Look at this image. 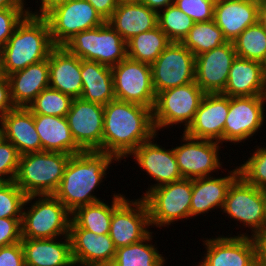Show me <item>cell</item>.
<instances>
[{
  "instance_id": "1",
  "label": "cell",
  "mask_w": 266,
  "mask_h": 266,
  "mask_svg": "<svg viewBox=\"0 0 266 266\" xmlns=\"http://www.w3.org/2000/svg\"><path fill=\"white\" fill-rule=\"evenodd\" d=\"M156 134L152 109L118 99L104 105L102 152L120 163Z\"/></svg>"
},
{
  "instance_id": "2",
  "label": "cell",
  "mask_w": 266,
  "mask_h": 266,
  "mask_svg": "<svg viewBox=\"0 0 266 266\" xmlns=\"http://www.w3.org/2000/svg\"><path fill=\"white\" fill-rule=\"evenodd\" d=\"M113 160L118 162L111 154L100 151H83L72 155L53 195L71 213L78 207L102 201L93 194L104 182L103 178H106V171L114 163Z\"/></svg>"
},
{
  "instance_id": "3",
  "label": "cell",
  "mask_w": 266,
  "mask_h": 266,
  "mask_svg": "<svg viewBox=\"0 0 266 266\" xmlns=\"http://www.w3.org/2000/svg\"><path fill=\"white\" fill-rule=\"evenodd\" d=\"M54 47L47 20L28 14L0 50L3 75L48 59Z\"/></svg>"
},
{
  "instance_id": "4",
  "label": "cell",
  "mask_w": 266,
  "mask_h": 266,
  "mask_svg": "<svg viewBox=\"0 0 266 266\" xmlns=\"http://www.w3.org/2000/svg\"><path fill=\"white\" fill-rule=\"evenodd\" d=\"M72 155L40 151L20 155L14 182L27 195H53Z\"/></svg>"
},
{
  "instance_id": "5",
  "label": "cell",
  "mask_w": 266,
  "mask_h": 266,
  "mask_svg": "<svg viewBox=\"0 0 266 266\" xmlns=\"http://www.w3.org/2000/svg\"><path fill=\"white\" fill-rule=\"evenodd\" d=\"M29 203L32 205L27 210L23 207L22 212V239L69 236L72 213L54 195H29L24 205Z\"/></svg>"
},
{
  "instance_id": "6",
  "label": "cell",
  "mask_w": 266,
  "mask_h": 266,
  "mask_svg": "<svg viewBox=\"0 0 266 266\" xmlns=\"http://www.w3.org/2000/svg\"><path fill=\"white\" fill-rule=\"evenodd\" d=\"M64 47L82 60L95 61L109 67L127 58V42L108 22L79 32Z\"/></svg>"
},
{
  "instance_id": "7",
  "label": "cell",
  "mask_w": 266,
  "mask_h": 266,
  "mask_svg": "<svg viewBox=\"0 0 266 266\" xmlns=\"http://www.w3.org/2000/svg\"><path fill=\"white\" fill-rule=\"evenodd\" d=\"M204 95L205 92L195 81L158 92L152 109L157 134L160 129L174 124H180V127L184 124L185 131L193 121Z\"/></svg>"
},
{
  "instance_id": "8",
  "label": "cell",
  "mask_w": 266,
  "mask_h": 266,
  "mask_svg": "<svg viewBox=\"0 0 266 266\" xmlns=\"http://www.w3.org/2000/svg\"><path fill=\"white\" fill-rule=\"evenodd\" d=\"M192 179H182L150 190L144 197L150 226L165 227L175 221L189 219Z\"/></svg>"
},
{
  "instance_id": "9",
  "label": "cell",
  "mask_w": 266,
  "mask_h": 266,
  "mask_svg": "<svg viewBox=\"0 0 266 266\" xmlns=\"http://www.w3.org/2000/svg\"><path fill=\"white\" fill-rule=\"evenodd\" d=\"M230 219L251 230L254 238L265 233V200L262 190L247 183L240 175L230 185L222 209Z\"/></svg>"
},
{
  "instance_id": "10",
  "label": "cell",
  "mask_w": 266,
  "mask_h": 266,
  "mask_svg": "<svg viewBox=\"0 0 266 266\" xmlns=\"http://www.w3.org/2000/svg\"><path fill=\"white\" fill-rule=\"evenodd\" d=\"M204 258L197 266H260V241L248 233L206 238Z\"/></svg>"
},
{
  "instance_id": "11",
  "label": "cell",
  "mask_w": 266,
  "mask_h": 266,
  "mask_svg": "<svg viewBox=\"0 0 266 266\" xmlns=\"http://www.w3.org/2000/svg\"><path fill=\"white\" fill-rule=\"evenodd\" d=\"M54 46H64L79 32L101 26L106 21L86 0H68L44 17Z\"/></svg>"
},
{
  "instance_id": "12",
  "label": "cell",
  "mask_w": 266,
  "mask_h": 266,
  "mask_svg": "<svg viewBox=\"0 0 266 266\" xmlns=\"http://www.w3.org/2000/svg\"><path fill=\"white\" fill-rule=\"evenodd\" d=\"M150 66L155 94L195 81V56L181 42H171Z\"/></svg>"
},
{
  "instance_id": "13",
  "label": "cell",
  "mask_w": 266,
  "mask_h": 266,
  "mask_svg": "<svg viewBox=\"0 0 266 266\" xmlns=\"http://www.w3.org/2000/svg\"><path fill=\"white\" fill-rule=\"evenodd\" d=\"M111 69L116 99L153 109L156 94L150 64L127 57Z\"/></svg>"
},
{
  "instance_id": "14",
  "label": "cell",
  "mask_w": 266,
  "mask_h": 266,
  "mask_svg": "<svg viewBox=\"0 0 266 266\" xmlns=\"http://www.w3.org/2000/svg\"><path fill=\"white\" fill-rule=\"evenodd\" d=\"M182 143L174 148L176 161L184 179H197L211 176L222 169L219 151L220 142L192 138L183 132Z\"/></svg>"
},
{
  "instance_id": "15",
  "label": "cell",
  "mask_w": 266,
  "mask_h": 266,
  "mask_svg": "<svg viewBox=\"0 0 266 266\" xmlns=\"http://www.w3.org/2000/svg\"><path fill=\"white\" fill-rule=\"evenodd\" d=\"M265 102L266 95L229 97L223 142L238 144L254 136L265 123Z\"/></svg>"
},
{
  "instance_id": "16",
  "label": "cell",
  "mask_w": 266,
  "mask_h": 266,
  "mask_svg": "<svg viewBox=\"0 0 266 266\" xmlns=\"http://www.w3.org/2000/svg\"><path fill=\"white\" fill-rule=\"evenodd\" d=\"M66 119L73 139L83 151L102 152L104 105L73 98Z\"/></svg>"
},
{
  "instance_id": "17",
  "label": "cell",
  "mask_w": 266,
  "mask_h": 266,
  "mask_svg": "<svg viewBox=\"0 0 266 266\" xmlns=\"http://www.w3.org/2000/svg\"><path fill=\"white\" fill-rule=\"evenodd\" d=\"M149 211L144 199L127 197L113 210L109 236L116 248L144 239L151 231Z\"/></svg>"
},
{
  "instance_id": "18",
  "label": "cell",
  "mask_w": 266,
  "mask_h": 266,
  "mask_svg": "<svg viewBox=\"0 0 266 266\" xmlns=\"http://www.w3.org/2000/svg\"><path fill=\"white\" fill-rule=\"evenodd\" d=\"M158 134L148 141L141 143L129 156L135 157L133 160L138 166L146 171L150 178L157 183L150 185L142 198L152 189L182 180V176L174 154V148L165 149L164 147L154 143V139Z\"/></svg>"
},
{
  "instance_id": "19",
  "label": "cell",
  "mask_w": 266,
  "mask_h": 266,
  "mask_svg": "<svg viewBox=\"0 0 266 266\" xmlns=\"http://www.w3.org/2000/svg\"><path fill=\"white\" fill-rule=\"evenodd\" d=\"M69 237L74 266H111L113 263L117 248L109 234L97 235L80 228L71 219Z\"/></svg>"
},
{
  "instance_id": "20",
  "label": "cell",
  "mask_w": 266,
  "mask_h": 266,
  "mask_svg": "<svg viewBox=\"0 0 266 266\" xmlns=\"http://www.w3.org/2000/svg\"><path fill=\"white\" fill-rule=\"evenodd\" d=\"M236 56L232 41L195 56V82L205 93H222Z\"/></svg>"
},
{
  "instance_id": "21",
  "label": "cell",
  "mask_w": 266,
  "mask_h": 266,
  "mask_svg": "<svg viewBox=\"0 0 266 266\" xmlns=\"http://www.w3.org/2000/svg\"><path fill=\"white\" fill-rule=\"evenodd\" d=\"M229 112V96L205 93L193 121L183 131L192 138L213 140L223 144V129Z\"/></svg>"
},
{
  "instance_id": "22",
  "label": "cell",
  "mask_w": 266,
  "mask_h": 266,
  "mask_svg": "<svg viewBox=\"0 0 266 266\" xmlns=\"http://www.w3.org/2000/svg\"><path fill=\"white\" fill-rule=\"evenodd\" d=\"M259 8L260 3L252 0H216L213 20L227 41H233L259 21Z\"/></svg>"
},
{
  "instance_id": "23",
  "label": "cell",
  "mask_w": 266,
  "mask_h": 266,
  "mask_svg": "<svg viewBox=\"0 0 266 266\" xmlns=\"http://www.w3.org/2000/svg\"><path fill=\"white\" fill-rule=\"evenodd\" d=\"M49 87L72 98L82 94L81 59L64 46H55L48 56Z\"/></svg>"
},
{
  "instance_id": "24",
  "label": "cell",
  "mask_w": 266,
  "mask_h": 266,
  "mask_svg": "<svg viewBox=\"0 0 266 266\" xmlns=\"http://www.w3.org/2000/svg\"><path fill=\"white\" fill-rule=\"evenodd\" d=\"M2 137L10 141L20 155L42 151L34 124V114L25 107H15L0 118Z\"/></svg>"
},
{
  "instance_id": "25",
  "label": "cell",
  "mask_w": 266,
  "mask_h": 266,
  "mask_svg": "<svg viewBox=\"0 0 266 266\" xmlns=\"http://www.w3.org/2000/svg\"><path fill=\"white\" fill-rule=\"evenodd\" d=\"M222 94L229 97L266 95V70L264 64L236 56Z\"/></svg>"
},
{
  "instance_id": "26",
  "label": "cell",
  "mask_w": 266,
  "mask_h": 266,
  "mask_svg": "<svg viewBox=\"0 0 266 266\" xmlns=\"http://www.w3.org/2000/svg\"><path fill=\"white\" fill-rule=\"evenodd\" d=\"M239 176V168L231 170L227 176H213L192 179L190 219L220 208L222 211L228 189Z\"/></svg>"
},
{
  "instance_id": "27",
  "label": "cell",
  "mask_w": 266,
  "mask_h": 266,
  "mask_svg": "<svg viewBox=\"0 0 266 266\" xmlns=\"http://www.w3.org/2000/svg\"><path fill=\"white\" fill-rule=\"evenodd\" d=\"M7 77L14 106L28 108L41 91L49 88L48 59L31 64Z\"/></svg>"
},
{
  "instance_id": "28",
  "label": "cell",
  "mask_w": 266,
  "mask_h": 266,
  "mask_svg": "<svg viewBox=\"0 0 266 266\" xmlns=\"http://www.w3.org/2000/svg\"><path fill=\"white\" fill-rule=\"evenodd\" d=\"M21 243L25 265L74 266L69 236H65L64 241L57 238L22 239Z\"/></svg>"
},
{
  "instance_id": "29",
  "label": "cell",
  "mask_w": 266,
  "mask_h": 266,
  "mask_svg": "<svg viewBox=\"0 0 266 266\" xmlns=\"http://www.w3.org/2000/svg\"><path fill=\"white\" fill-rule=\"evenodd\" d=\"M127 42L133 36L158 26V12L143 3H119L106 21Z\"/></svg>"
},
{
  "instance_id": "30",
  "label": "cell",
  "mask_w": 266,
  "mask_h": 266,
  "mask_svg": "<svg viewBox=\"0 0 266 266\" xmlns=\"http://www.w3.org/2000/svg\"><path fill=\"white\" fill-rule=\"evenodd\" d=\"M34 124L41 140L42 151L70 155L83 152L72 137L66 117L34 114Z\"/></svg>"
},
{
  "instance_id": "31",
  "label": "cell",
  "mask_w": 266,
  "mask_h": 266,
  "mask_svg": "<svg viewBox=\"0 0 266 266\" xmlns=\"http://www.w3.org/2000/svg\"><path fill=\"white\" fill-rule=\"evenodd\" d=\"M82 94L81 99L106 105L116 99L111 67L81 59Z\"/></svg>"
},
{
  "instance_id": "32",
  "label": "cell",
  "mask_w": 266,
  "mask_h": 266,
  "mask_svg": "<svg viewBox=\"0 0 266 266\" xmlns=\"http://www.w3.org/2000/svg\"><path fill=\"white\" fill-rule=\"evenodd\" d=\"M126 198L123 194H113L111 205L100 201L78 207L72 213V220L82 229L97 235L109 234L113 210Z\"/></svg>"
},
{
  "instance_id": "33",
  "label": "cell",
  "mask_w": 266,
  "mask_h": 266,
  "mask_svg": "<svg viewBox=\"0 0 266 266\" xmlns=\"http://www.w3.org/2000/svg\"><path fill=\"white\" fill-rule=\"evenodd\" d=\"M172 41L159 26L139 33L127 41V57L152 64Z\"/></svg>"
},
{
  "instance_id": "34",
  "label": "cell",
  "mask_w": 266,
  "mask_h": 266,
  "mask_svg": "<svg viewBox=\"0 0 266 266\" xmlns=\"http://www.w3.org/2000/svg\"><path fill=\"white\" fill-rule=\"evenodd\" d=\"M152 233L137 243L117 248L111 266H164L165 257L150 243L153 242Z\"/></svg>"
},
{
  "instance_id": "35",
  "label": "cell",
  "mask_w": 266,
  "mask_h": 266,
  "mask_svg": "<svg viewBox=\"0 0 266 266\" xmlns=\"http://www.w3.org/2000/svg\"><path fill=\"white\" fill-rule=\"evenodd\" d=\"M226 42H228L227 39L214 20L195 22L189 33L181 41L194 56L208 52Z\"/></svg>"
},
{
  "instance_id": "36",
  "label": "cell",
  "mask_w": 266,
  "mask_h": 266,
  "mask_svg": "<svg viewBox=\"0 0 266 266\" xmlns=\"http://www.w3.org/2000/svg\"><path fill=\"white\" fill-rule=\"evenodd\" d=\"M232 42L238 57L265 63L266 29L259 21L244 29Z\"/></svg>"
},
{
  "instance_id": "37",
  "label": "cell",
  "mask_w": 266,
  "mask_h": 266,
  "mask_svg": "<svg viewBox=\"0 0 266 266\" xmlns=\"http://www.w3.org/2000/svg\"><path fill=\"white\" fill-rule=\"evenodd\" d=\"M195 22L175 4L158 12V26L172 42H181Z\"/></svg>"
},
{
  "instance_id": "38",
  "label": "cell",
  "mask_w": 266,
  "mask_h": 266,
  "mask_svg": "<svg viewBox=\"0 0 266 266\" xmlns=\"http://www.w3.org/2000/svg\"><path fill=\"white\" fill-rule=\"evenodd\" d=\"M73 98L58 90L47 88L41 91L28 106L33 114L66 117Z\"/></svg>"
},
{
  "instance_id": "39",
  "label": "cell",
  "mask_w": 266,
  "mask_h": 266,
  "mask_svg": "<svg viewBox=\"0 0 266 266\" xmlns=\"http://www.w3.org/2000/svg\"><path fill=\"white\" fill-rule=\"evenodd\" d=\"M27 195L14 182L0 184V218L22 219Z\"/></svg>"
},
{
  "instance_id": "40",
  "label": "cell",
  "mask_w": 266,
  "mask_h": 266,
  "mask_svg": "<svg viewBox=\"0 0 266 266\" xmlns=\"http://www.w3.org/2000/svg\"><path fill=\"white\" fill-rule=\"evenodd\" d=\"M259 147L238 168L239 175L247 183L263 190L266 189V147Z\"/></svg>"
},
{
  "instance_id": "41",
  "label": "cell",
  "mask_w": 266,
  "mask_h": 266,
  "mask_svg": "<svg viewBox=\"0 0 266 266\" xmlns=\"http://www.w3.org/2000/svg\"><path fill=\"white\" fill-rule=\"evenodd\" d=\"M20 154L17 148L3 137L0 139V181H14Z\"/></svg>"
},
{
  "instance_id": "42",
  "label": "cell",
  "mask_w": 266,
  "mask_h": 266,
  "mask_svg": "<svg viewBox=\"0 0 266 266\" xmlns=\"http://www.w3.org/2000/svg\"><path fill=\"white\" fill-rule=\"evenodd\" d=\"M215 2L216 0H174V4L194 22L213 20Z\"/></svg>"
},
{
  "instance_id": "43",
  "label": "cell",
  "mask_w": 266,
  "mask_h": 266,
  "mask_svg": "<svg viewBox=\"0 0 266 266\" xmlns=\"http://www.w3.org/2000/svg\"><path fill=\"white\" fill-rule=\"evenodd\" d=\"M28 15V8H7L0 10V50L8 42L16 27Z\"/></svg>"
},
{
  "instance_id": "44",
  "label": "cell",
  "mask_w": 266,
  "mask_h": 266,
  "mask_svg": "<svg viewBox=\"0 0 266 266\" xmlns=\"http://www.w3.org/2000/svg\"><path fill=\"white\" fill-rule=\"evenodd\" d=\"M21 219L0 218V247L21 242Z\"/></svg>"
},
{
  "instance_id": "45",
  "label": "cell",
  "mask_w": 266,
  "mask_h": 266,
  "mask_svg": "<svg viewBox=\"0 0 266 266\" xmlns=\"http://www.w3.org/2000/svg\"><path fill=\"white\" fill-rule=\"evenodd\" d=\"M0 266H25L21 242L0 247Z\"/></svg>"
},
{
  "instance_id": "46",
  "label": "cell",
  "mask_w": 266,
  "mask_h": 266,
  "mask_svg": "<svg viewBox=\"0 0 266 266\" xmlns=\"http://www.w3.org/2000/svg\"><path fill=\"white\" fill-rule=\"evenodd\" d=\"M14 108L11 100L10 82L8 77L4 75L0 78V118Z\"/></svg>"
},
{
  "instance_id": "47",
  "label": "cell",
  "mask_w": 266,
  "mask_h": 266,
  "mask_svg": "<svg viewBox=\"0 0 266 266\" xmlns=\"http://www.w3.org/2000/svg\"><path fill=\"white\" fill-rule=\"evenodd\" d=\"M88 1L95 10L99 13V15L107 21L114 10L117 8L119 2L118 0H86Z\"/></svg>"
},
{
  "instance_id": "48",
  "label": "cell",
  "mask_w": 266,
  "mask_h": 266,
  "mask_svg": "<svg viewBox=\"0 0 266 266\" xmlns=\"http://www.w3.org/2000/svg\"><path fill=\"white\" fill-rule=\"evenodd\" d=\"M68 0H41V6L39 10L36 12L30 11L28 7V14L34 17H45L49 12H51L54 8L65 4Z\"/></svg>"
},
{
  "instance_id": "49",
  "label": "cell",
  "mask_w": 266,
  "mask_h": 266,
  "mask_svg": "<svg viewBox=\"0 0 266 266\" xmlns=\"http://www.w3.org/2000/svg\"><path fill=\"white\" fill-rule=\"evenodd\" d=\"M142 3L152 10L159 12L169 5L174 4V0H143Z\"/></svg>"
},
{
  "instance_id": "50",
  "label": "cell",
  "mask_w": 266,
  "mask_h": 266,
  "mask_svg": "<svg viewBox=\"0 0 266 266\" xmlns=\"http://www.w3.org/2000/svg\"><path fill=\"white\" fill-rule=\"evenodd\" d=\"M25 0H0V10L7 8H25Z\"/></svg>"
},
{
  "instance_id": "51",
  "label": "cell",
  "mask_w": 266,
  "mask_h": 266,
  "mask_svg": "<svg viewBox=\"0 0 266 266\" xmlns=\"http://www.w3.org/2000/svg\"><path fill=\"white\" fill-rule=\"evenodd\" d=\"M259 241H260L261 265L266 266V231L259 238Z\"/></svg>"
},
{
  "instance_id": "52",
  "label": "cell",
  "mask_w": 266,
  "mask_h": 266,
  "mask_svg": "<svg viewBox=\"0 0 266 266\" xmlns=\"http://www.w3.org/2000/svg\"><path fill=\"white\" fill-rule=\"evenodd\" d=\"M259 22L266 29V5L265 4H260V8H259Z\"/></svg>"
},
{
  "instance_id": "53",
  "label": "cell",
  "mask_w": 266,
  "mask_h": 266,
  "mask_svg": "<svg viewBox=\"0 0 266 266\" xmlns=\"http://www.w3.org/2000/svg\"><path fill=\"white\" fill-rule=\"evenodd\" d=\"M143 0H118L119 3H142Z\"/></svg>"
},
{
  "instance_id": "54",
  "label": "cell",
  "mask_w": 266,
  "mask_h": 266,
  "mask_svg": "<svg viewBox=\"0 0 266 266\" xmlns=\"http://www.w3.org/2000/svg\"><path fill=\"white\" fill-rule=\"evenodd\" d=\"M264 200H265V231H266V189L262 190Z\"/></svg>"
},
{
  "instance_id": "55",
  "label": "cell",
  "mask_w": 266,
  "mask_h": 266,
  "mask_svg": "<svg viewBox=\"0 0 266 266\" xmlns=\"http://www.w3.org/2000/svg\"><path fill=\"white\" fill-rule=\"evenodd\" d=\"M4 75H3V72H2V63H1V55H0V78H2Z\"/></svg>"
},
{
  "instance_id": "56",
  "label": "cell",
  "mask_w": 266,
  "mask_h": 266,
  "mask_svg": "<svg viewBox=\"0 0 266 266\" xmlns=\"http://www.w3.org/2000/svg\"><path fill=\"white\" fill-rule=\"evenodd\" d=\"M2 138V129H1V126H0V139Z\"/></svg>"
},
{
  "instance_id": "57",
  "label": "cell",
  "mask_w": 266,
  "mask_h": 266,
  "mask_svg": "<svg viewBox=\"0 0 266 266\" xmlns=\"http://www.w3.org/2000/svg\"><path fill=\"white\" fill-rule=\"evenodd\" d=\"M252 1H256L258 3H262L263 0H252Z\"/></svg>"
},
{
  "instance_id": "58",
  "label": "cell",
  "mask_w": 266,
  "mask_h": 266,
  "mask_svg": "<svg viewBox=\"0 0 266 266\" xmlns=\"http://www.w3.org/2000/svg\"><path fill=\"white\" fill-rule=\"evenodd\" d=\"M260 4H265L266 5V0H263L262 3H260Z\"/></svg>"
}]
</instances>
